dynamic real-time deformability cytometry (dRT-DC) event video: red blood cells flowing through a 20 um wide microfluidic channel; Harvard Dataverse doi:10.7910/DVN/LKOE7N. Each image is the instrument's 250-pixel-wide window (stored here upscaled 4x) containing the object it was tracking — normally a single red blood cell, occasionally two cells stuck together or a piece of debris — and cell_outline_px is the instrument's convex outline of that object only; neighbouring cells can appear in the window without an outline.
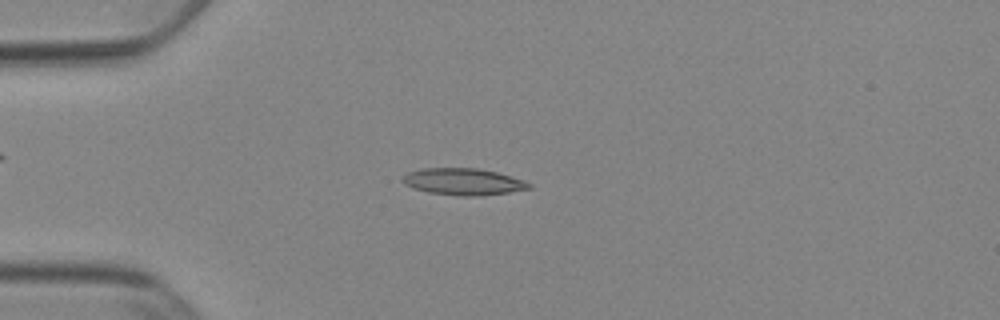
{"species": "Egyptian fruit bat (a non-hibernating species)", "species_latin": "Rousettus aegyptiacus", "temperature_condition": "cold", "stored_images_in_passage": 51, "camera_frame_rate_fps": 3000, "um_per_image_px": 0.085, "animal": {"sex": "female"}, "frame": {"image": 1, "passage_image": 13, "time_ms": 4.0, "image_size_px": [1000, 320], "cell_outline_px": [[532, 188], [508, 192], [476, 196], [464, 196], [428, 192], [404, 184], [400, 180], [408, 172], [424, 168], [476, 168], [496, 172], [524, 180], [532, 184]], "centroid_in_image_um": [39.39, 15.44], "position_along_channel_um": 45.6, "area_um2": 19.48}}
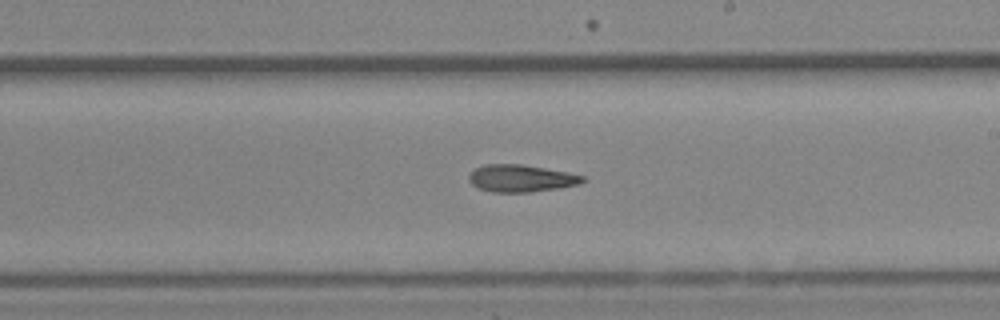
{"frame": {"image": 2, "passage_image": 30, "time_ms": 9.667, "image_size_px": [1000, 320], "cell_outline_px": [[588, 180], [580, 184], [560, 188], [532, 192], [492, 192], [476, 188], [468, 180], [468, 176], [476, 168], [484, 164], [520, 164], [568, 172], [584, 176]], "centroid_in_image_um": [44.31, 15.17], "position_along_channel_um": 244.7, "area_um2": 18.21}}
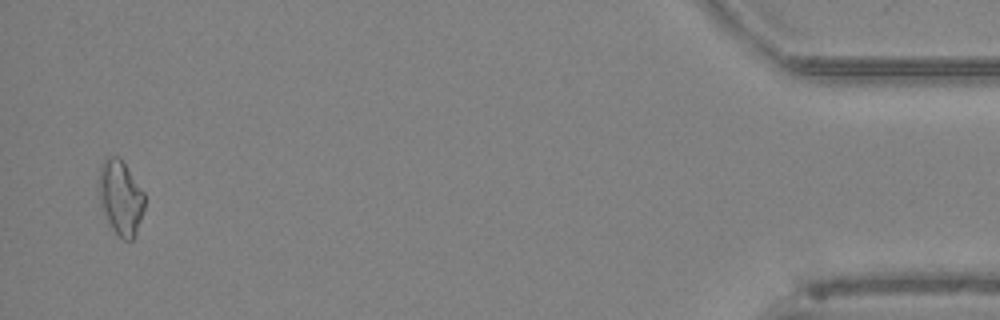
{"frame": {"image": 3, "passage_image": 50, "time_ms": 16.333, "image_size_px": [1000, 320], "cell_outline_px": [[144, 208], [136, 232], [132, 240], [124, 240], [112, 228], [96, 196], [96, 180], [100, 164], [104, 156], [116, 156], [124, 164], [144, 192]], "centroid_in_image_um": [10.17, 16.73], "position_along_channel_um": 425.0, "area_um2": 20.11}}